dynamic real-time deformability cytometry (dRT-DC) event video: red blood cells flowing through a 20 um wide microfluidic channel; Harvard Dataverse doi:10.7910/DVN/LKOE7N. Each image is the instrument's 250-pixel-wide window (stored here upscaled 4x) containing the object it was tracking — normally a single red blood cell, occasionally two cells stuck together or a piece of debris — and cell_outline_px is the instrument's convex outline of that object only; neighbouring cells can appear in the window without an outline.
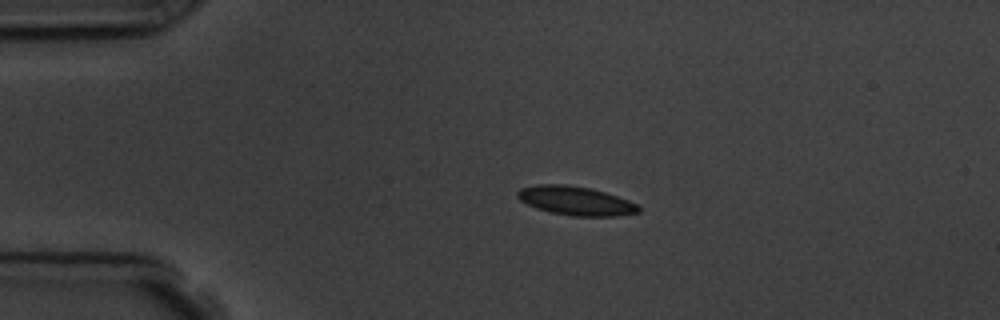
{"species": "common noctule bat (a hibernating species)", "species_latin": "Nyctalus noctula", "temperature_condition": "room temperature", "stored_images_in_passage": 4, "camera_frame_rate_fps": 3000, "um_per_image_px": 0.085, "animal": {"sex": "male", "body_mass_g": 19.5, "forearm_length_mm": 54.6}, "frame": {"image": 1, "passage_image": 3, "time_ms": 2.667, "image_size_px": [1000, 320], "cell_outline_px": [[640, 212], [620, 216], [572, 216], [552, 212], [536, 208], [520, 200], [516, 196], [516, 192], [520, 188], [536, 184], [564, 184], [588, 188], [604, 192], [640, 204]], "centroid_in_image_um": [48.94, 17.07], "position_along_channel_um": 36.1, "area_um2": 20.4}}